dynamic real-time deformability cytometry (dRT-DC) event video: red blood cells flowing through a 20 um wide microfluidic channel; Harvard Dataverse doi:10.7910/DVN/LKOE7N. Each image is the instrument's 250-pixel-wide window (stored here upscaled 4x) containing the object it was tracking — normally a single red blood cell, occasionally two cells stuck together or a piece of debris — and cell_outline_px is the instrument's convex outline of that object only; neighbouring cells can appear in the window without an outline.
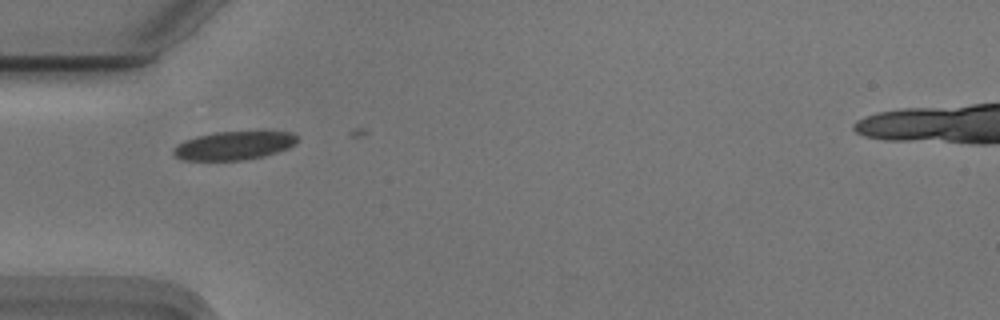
{"species": "Egyptian fruit bat (a non-hibernating species)", "species_latin": "Rousettus aegyptiacus", "temperature_condition": "cold", "stored_images_in_passage": 4, "camera_frame_rate_fps": 3000, "um_per_image_px": 0.085, "animal": {"sex": "male"}, "frame": {"image": 1, "passage_image": 1, "time_ms": 0.0, "image_size_px": [1000, 320], "cell_outline_px": [[296, 140], [288, 148], [276, 152], [244, 160], [184, 160], [176, 156], [172, 152], [172, 148], [176, 144], [184, 140], [196, 136], [216, 132], [288, 132], [296, 136]], "centroid_in_image_um": [19.78, 12.38], "position_along_channel_um": 65.2, "area_um2": 20.17}}